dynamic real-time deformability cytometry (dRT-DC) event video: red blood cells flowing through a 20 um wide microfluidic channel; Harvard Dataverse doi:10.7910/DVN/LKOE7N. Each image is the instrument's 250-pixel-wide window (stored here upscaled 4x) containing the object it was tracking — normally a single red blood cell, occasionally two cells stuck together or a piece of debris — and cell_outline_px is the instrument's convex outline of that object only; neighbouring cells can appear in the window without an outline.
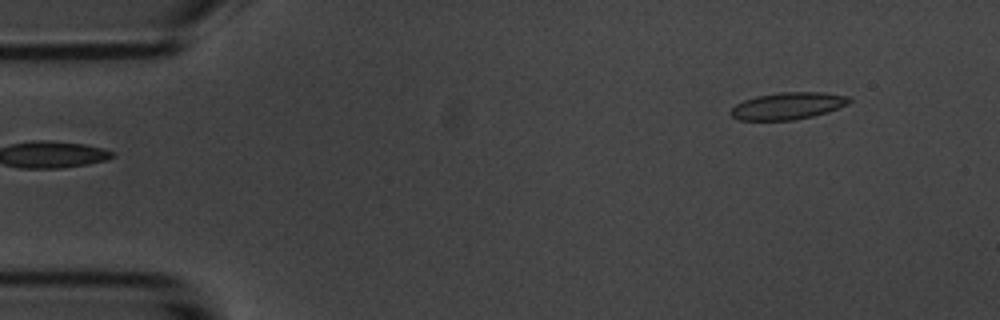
{"species": "common noctule bat (a hibernating species)", "species_latin": "Nyctalus noctula", "temperature_condition": "room temperature", "stored_images_in_passage": 6, "segment_of_instrument_passage": [2, 2], "camera_frame_rate_fps": 3000, "um_per_image_px": 0.085, "animal": {"sex": "male", "body_mass_g": 20.1, "forearm_length_mm": 53.5}, "frame": {"image": 1, "passage_image": 6, "time_ms": 5.667, "image_size_px": [1000, 320], "cell_outline_px": [[852, 100], [848, 104], [828, 112], [812, 116], [792, 120], [740, 120], [732, 116], [728, 112], [736, 104], [744, 100], [756, 96], [780, 92], [824, 92], [852, 96]], "centroid_in_image_um": [67.0, 8.99], "position_along_channel_um": 18.0, "area_um2": 18.79}}